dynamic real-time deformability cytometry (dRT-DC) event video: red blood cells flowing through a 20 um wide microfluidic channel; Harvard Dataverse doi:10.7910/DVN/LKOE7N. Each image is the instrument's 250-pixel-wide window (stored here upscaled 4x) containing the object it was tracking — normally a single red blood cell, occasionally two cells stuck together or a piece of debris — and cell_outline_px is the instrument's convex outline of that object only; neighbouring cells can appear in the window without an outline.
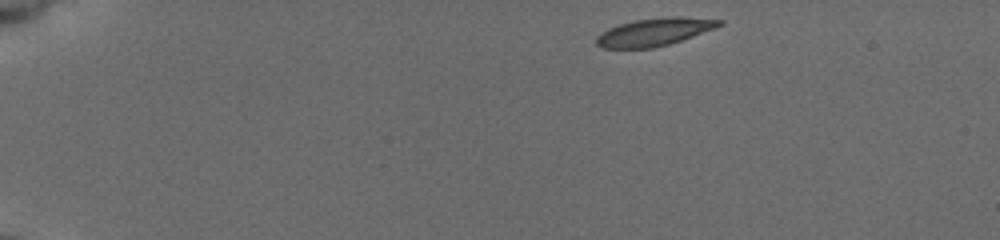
{"species": "common noctule bat (a hibernating species)", "species_latin": "Nyctalus noctula", "temperature_condition": "cold", "stored_images_in_passage": 45, "camera_frame_rate_fps": 3000, "um_per_image_px": 0.085, "animal": {"sex": "female", "body_mass_g": 19.5, "forearm_length_mm": 54.1}, "frame": {"image": 1, "passage_image": 1, "time_ms": 0.0, "image_size_px": [1000, 240], "cell_outline_px": [[724, 24], [716, 28], [668, 44], [652, 48], [600, 48], [596, 44], [596, 36], [608, 28], [620, 24], [636, 20], [672, 16], [676, 16], [724, 20]], "centroid_in_image_um": [55.62, 2.71], "position_along_channel_um": 29.4, "area_um2": 19.71}}
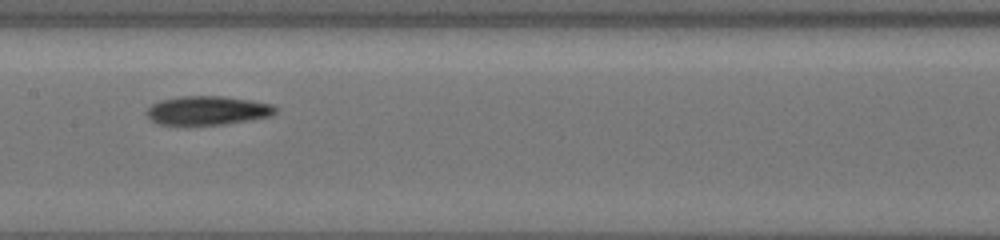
{"frame": {"image": 2, "passage_image": 20, "time_ms": 7.0, "image_size_px": [1000, 240], "cell_outline_px": [[276, 112], [272, 116], [224, 124], [188, 128], [184, 128], [156, 124], [144, 112], [152, 104], [160, 100], [180, 96], [220, 96], [248, 100], [272, 104], [276, 108]], "centroid_in_image_um": [17.54, 9.44], "position_along_channel_um": 189.9, "area_um2": 22.48}}
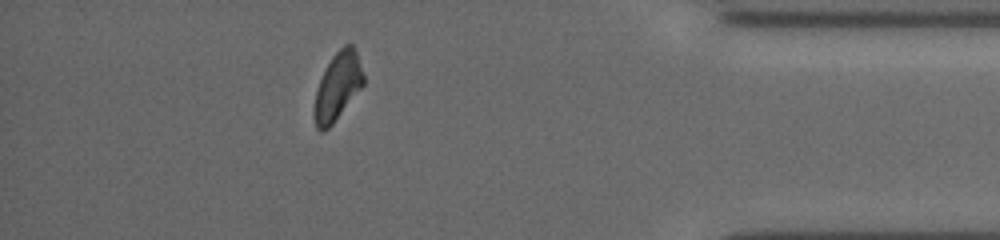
{"frame": {"image": 3, "passage_image": 39, "time_ms": 13.667, "image_size_px": [1000, 240], "cell_outline_px": [[364, 84], [332, 124], [324, 132], [320, 132], [316, 128], [312, 112], [316, 88], [332, 56], [344, 44], [352, 44], [356, 52], [364, 76]], "centroid_in_image_um": [28.66, 7.38], "position_along_channel_um": 406.5, "area_um2": 19.31}, "authors_computed_cell_mechanics": {"area_um2": 20.8658, "velocity_mm_per_s": 3.71, "shape_relaxation_time_tau1_ms": 2.7095, "shape_relaxation_time_tau2_ms": 9.0364, "deformation_change_tau1": 0.126, "deformation_change_tau2": 0.1341}}